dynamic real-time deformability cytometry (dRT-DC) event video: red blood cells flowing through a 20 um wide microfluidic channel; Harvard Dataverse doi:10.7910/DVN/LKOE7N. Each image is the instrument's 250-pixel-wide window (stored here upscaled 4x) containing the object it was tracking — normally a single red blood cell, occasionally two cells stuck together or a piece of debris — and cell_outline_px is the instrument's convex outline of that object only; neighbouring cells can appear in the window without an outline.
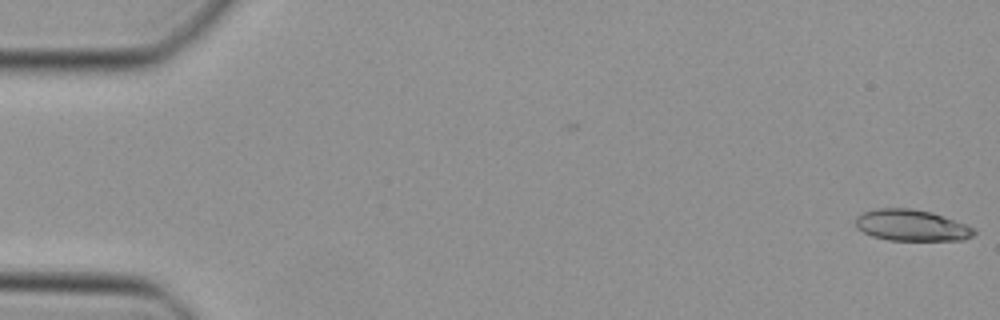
{"species": "Egyptian fruit bat (a non-hibernating species)", "species_latin": "Rousettus aegyptiacus", "temperature_condition": "cold", "stored_images_in_passage": 3, "camera_frame_rate_fps": 3000, "um_per_image_px": 0.085, "animal": {"sex": "female"}, "frame": {"image": 1, "passage_image": 3, "time_ms": 0.667, "image_size_px": [1000, 320], "cell_outline_px": [[976, 232], [972, 236], [964, 240], [888, 240], [872, 236], [856, 228], [856, 216], [864, 212], [876, 208], [912, 208], [932, 212], [968, 224], [976, 228]], "centroid_in_image_um": [77.51, 19.15], "position_along_channel_um": 7.5, "area_um2": 21.85}}